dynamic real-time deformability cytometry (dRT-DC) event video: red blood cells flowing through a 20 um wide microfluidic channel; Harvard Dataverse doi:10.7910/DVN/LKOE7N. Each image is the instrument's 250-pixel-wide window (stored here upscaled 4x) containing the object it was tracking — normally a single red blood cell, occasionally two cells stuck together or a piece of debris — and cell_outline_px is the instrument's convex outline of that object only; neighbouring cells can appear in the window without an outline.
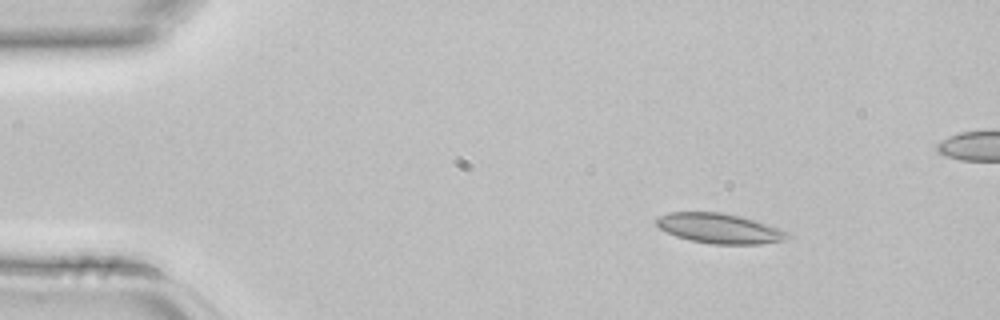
{"species": "common noctule bat (a hibernating species)", "species_latin": "Nyctalus noctula", "temperature_condition": "room temperature", "stored_images_in_passage": 3, "camera_frame_rate_fps": 3000, "um_per_image_px": 0.085, "animal": {"sex": "female", "body_mass_g": 22.7, "forearm_length_mm": 54.2}, "frame": {"image": 1, "passage_image": 1, "time_ms": 0.0, "image_size_px": [1000, 320], "cell_outline_px": [[792, 236], [784, 240], [760, 244], [712, 244], [692, 240], [676, 236], [660, 228], [656, 224], [656, 220], [660, 216], [668, 212], [724, 212], [756, 220], [780, 228], [788, 232]], "centroid_in_image_um": [61.2, 19.41], "position_along_channel_um": 23.8, "area_um2": 22.89}}